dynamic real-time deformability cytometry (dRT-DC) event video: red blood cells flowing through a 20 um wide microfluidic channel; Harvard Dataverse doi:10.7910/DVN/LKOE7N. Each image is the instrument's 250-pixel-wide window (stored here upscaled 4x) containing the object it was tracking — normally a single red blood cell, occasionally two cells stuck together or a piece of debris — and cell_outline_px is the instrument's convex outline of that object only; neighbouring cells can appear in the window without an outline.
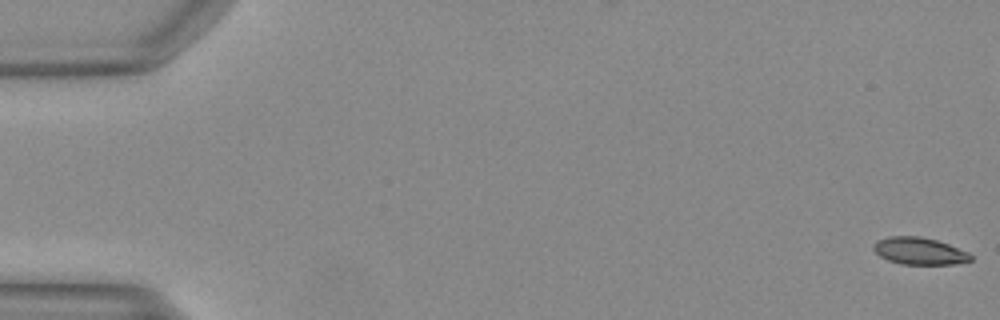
{"species": "Egyptian fruit bat (a non-hibernating species)", "species_latin": "Rousettus aegyptiacus", "temperature_condition": "warm", "stored_images_in_passage": 51, "camera_frame_rate_fps": 3000, "um_per_image_px": 0.085, "animal": {"sex": "female"}, "frame": {"image": 1, "passage_image": 1, "time_ms": 0.0, "image_size_px": [1000, 320], "cell_outline_px": [[972, 260], [952, 264], [904, 264], [888, 260], [880, 256], [872, 248], [872, 244], [876, 240], [888, 236], [920, 236], [936, 240], [948, 244], [968, 252], [972, 256]], "centroid_in_image_um": [78.11, 21.32], "position_along_channel_um": 6.9, "area_um2": 15.32}}
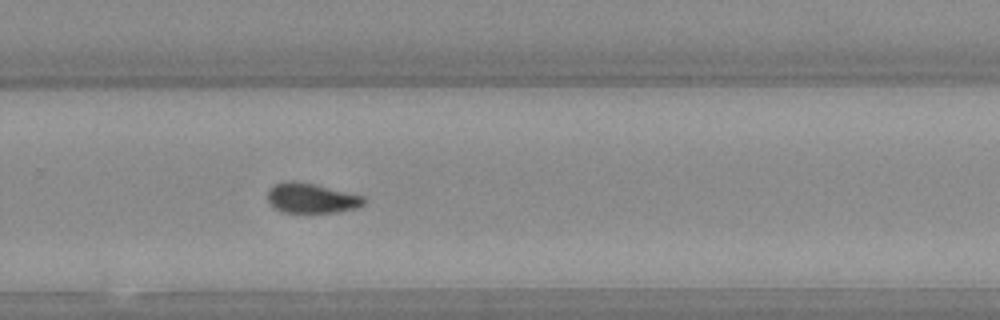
{"frame": {"image": 2, "passage_image": 34, "time_ms": 11.0, "image_size_px": [1000, 320], "cell_outline_px": [[364, 204], [356, 208], [336, 212], [284, 212], [276, 208], [268, 200], [268, 192], [276, 184], [288, 180], [292, 180], [312, 184], [364, 196]], "centroid_in_image_um": [26.48, 16.84], "position_along_channel_um": 303.3, "area_um2": 16.3}}
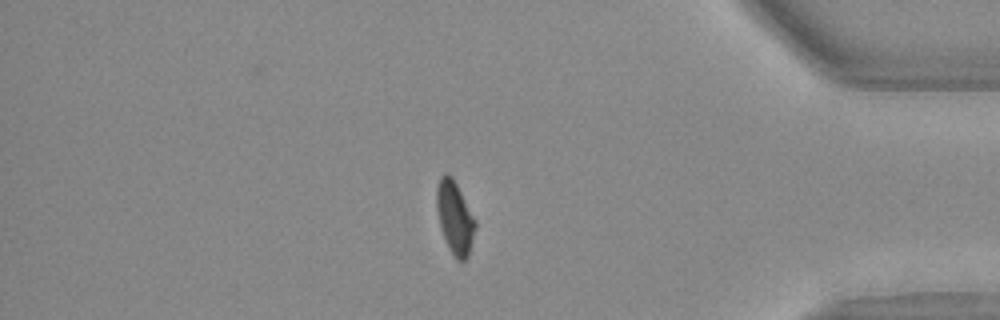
{"frame": {"image": 3, "passage_image": 43, "time_ms": 14.0, "image_size_px": [1000, 320], "cell_outline_px": [[476, 228], [468, 256], [464, 260], [456, 260], [448, 248], [440, 228], [436, 208], [436, 188], [440, 176], [444, 172], [448, 172], [452, 176], [476, 220]], "centroid_in_image_um": [38.64, 18.48], "position_along_channel_um": 396.6, "area_um2": 16.59}}